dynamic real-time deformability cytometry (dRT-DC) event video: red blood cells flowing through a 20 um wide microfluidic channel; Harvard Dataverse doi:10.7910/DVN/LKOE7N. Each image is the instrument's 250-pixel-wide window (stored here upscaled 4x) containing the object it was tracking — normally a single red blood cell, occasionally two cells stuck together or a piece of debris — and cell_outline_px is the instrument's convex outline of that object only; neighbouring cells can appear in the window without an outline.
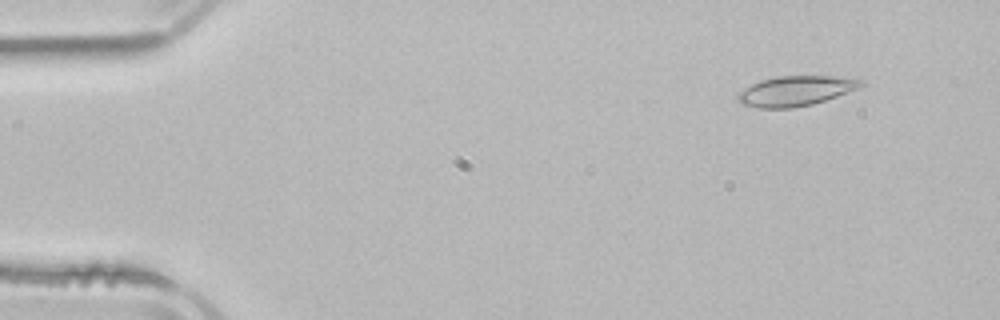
{"species": "common noctule bat (a hibernating species)", "species_latin": "Nyctalus noctula", "temperature_condition": "room temperature", "stored_images_in_passage": 3, "camera_frame_rate_fps": 3000, "um_per_image_px": 0.085, "animal": {"sex": "male", "body_mass_g": 21.5, "forearm_length_mm": 52.0}, "frame": {"image": 1, "passage_image": 1, "time_ms": 0.0, "image_size_px": [1000, 320], "cell_outline_px": [[864, 84], [860, 88], [812, 104], [792, 108], [760, 108], [744, 104], [736, 96], [744, 88], [760, 80], [776, 76], [836, 76], [864, 80]], "centroid_in_image_um": [67.66, 7.71], "position_along_channel_um": 17.3, "area_um2": 21.33}}